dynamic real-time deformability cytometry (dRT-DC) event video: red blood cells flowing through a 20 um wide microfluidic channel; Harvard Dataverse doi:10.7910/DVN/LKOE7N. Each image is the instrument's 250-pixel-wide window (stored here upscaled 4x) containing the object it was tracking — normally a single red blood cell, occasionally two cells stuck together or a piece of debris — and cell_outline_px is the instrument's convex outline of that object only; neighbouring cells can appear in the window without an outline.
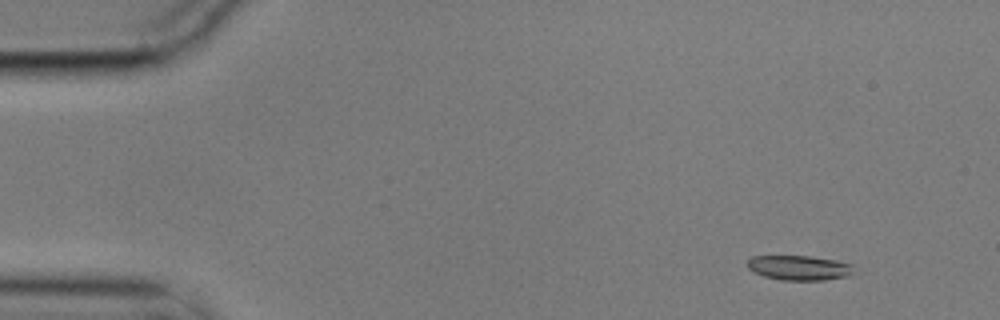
{"species": "common noctule bat (a hibernating species)", "species_latin": "Nyctalus noctula", "temperature_condition": "cold", "stored_images_in_passage": 4, "camera_frame_rate_fps": 3000, "um_per_image_px": 0.085, "animal": {"sex": "male", "body_mass_g": 17.9}, "frame": {"image": 1, "passage_image": 1, "time_ms": 0.0, "image_size_px": [1000, 320], "cell_outline_px": [[852, 272], [848, 276], [824, 280], [780, 280], [764, 276], [752, 272], [748, 268], [748, 260], [752, 256], [812, 256], [836, 260], [852, 264]], "centroid_in_image_um": [67.91, 22.76], "position_along_channel_um": 17.1, "area_um2": 15.37}}
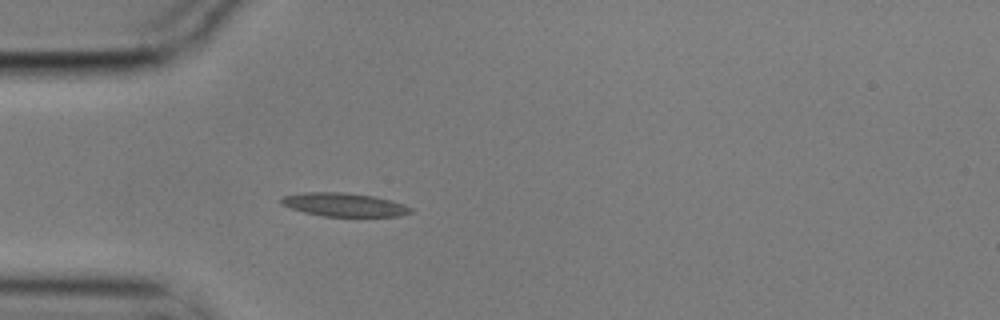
{"frame": {"image": 2, "passage_image": 4, "time_ms": 1.0, "image_size_px": [1000, 320], "cell_outline_px": [[412, 212], [400, 216], [324, 216], [304, 212], [280, 204], [280, 200], [284, 196], [304, 192], [344, 192], [372, 196], [392, 200], [404, 204], [412, 208]], "centroid_in_image_um": [29.26, 17.39], "position_along_channel_um": 55.7, "area_um2": 17.63}}